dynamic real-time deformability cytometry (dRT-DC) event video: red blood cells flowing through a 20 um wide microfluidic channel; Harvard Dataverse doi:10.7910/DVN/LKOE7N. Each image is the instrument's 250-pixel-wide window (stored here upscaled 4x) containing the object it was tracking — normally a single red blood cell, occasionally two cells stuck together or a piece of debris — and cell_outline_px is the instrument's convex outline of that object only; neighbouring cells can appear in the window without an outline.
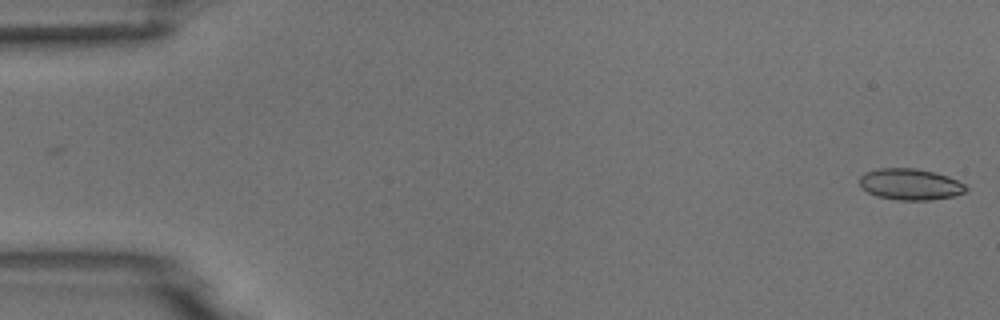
{"species": "common noctule bat (a hibernating species)", "species_latin": "Nyctalus noctula", "temperature_condition": "room temperature", "stored_images_in_passage": 2, "camera_frame_rate_fps": 3000, "um_per_image_px": 0.085, "animal": {"sex": "male", "body_mass_g": 18.8}, "frame": {"image": 1, "passage_image": 2, "time_ms": 1.0, "image_size_px": [1000, 320], "cell_outline_px": [[968, 188], [964, 192], [952, 196], [928, 200], [900, 200], [876, 196], [860, 188], [860, 176], [864, 172], [880, 168], [912, 168], [932, 172], [948, 176], [964, 184]], "centroid_in_image_um": [77.32, 15.66], "position_along_channel_um": 7.7, "area_um2": 19.25}}